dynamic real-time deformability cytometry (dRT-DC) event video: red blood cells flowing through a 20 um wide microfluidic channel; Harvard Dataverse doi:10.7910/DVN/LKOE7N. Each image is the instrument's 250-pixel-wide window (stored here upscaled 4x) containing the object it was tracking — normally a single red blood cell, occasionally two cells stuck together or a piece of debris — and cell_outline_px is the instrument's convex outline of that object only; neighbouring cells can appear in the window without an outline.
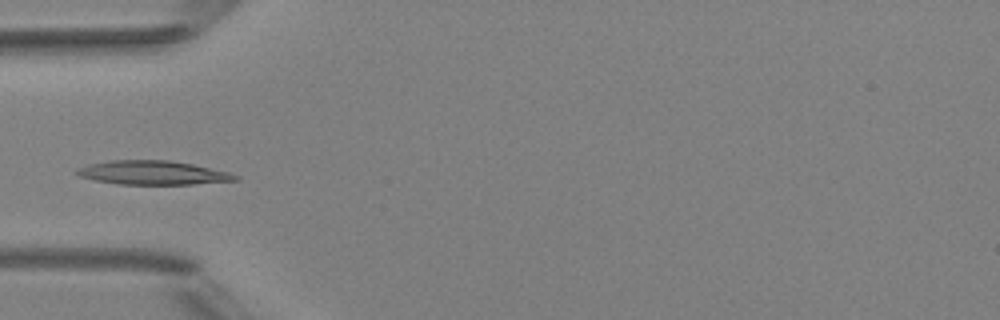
{"species": "Egyptian fruit bat (a non-hibernating species)", "species_latin": "Rousettus aegyptiacus", "temperature_condition": "room temperature", "stored_images_in_passage": 6, "camera_frame_rate_fps": 3000, "um_per_image_px": 0.085, "animal": {"sex": "female"}, "frame": {"image": 1, "passage_image": 5, "time_ms": 5.667, "image_size_px": [1000, 320], "cell_outline_px": [[240, 180], [192, 184], [120, 184], [96, 180], [80, 176], [72, 172], [76, 168], [88, 164], [108, 160], [168, 160], [192, 164], [228, 172], [240, 176]], "centroid_in_image_um": [12.96, 14.67], "position_along_channel_um": 72.0, "area_um2": 22.08}}
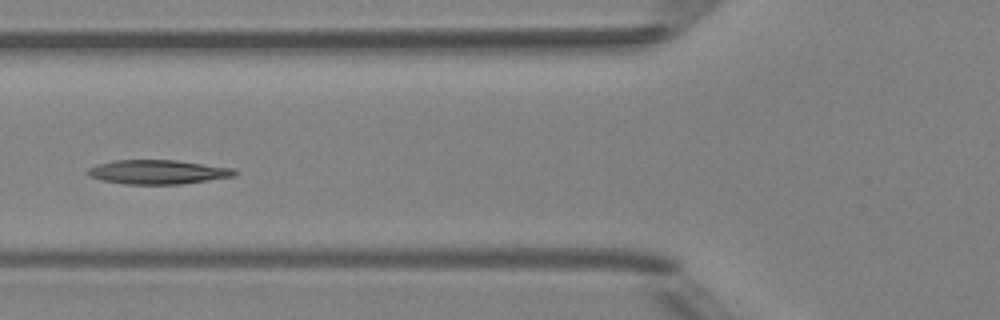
{"frame": {"image": 2, "passage_image": 6, "time_ms": 6.667, "image_size_px": [1000, 320], "cell_outline_px": [[236, 176], [180, 184], [124, 184], [100, 180], [88, 176], [84, 172], [88, 168], [112, 160], [176, 160], [232, 168], [236, 172]], "centroid_in_image_um": [13.35, 14.62], "position_along_channel_um": 112.4, "area_um2": 20.69}}